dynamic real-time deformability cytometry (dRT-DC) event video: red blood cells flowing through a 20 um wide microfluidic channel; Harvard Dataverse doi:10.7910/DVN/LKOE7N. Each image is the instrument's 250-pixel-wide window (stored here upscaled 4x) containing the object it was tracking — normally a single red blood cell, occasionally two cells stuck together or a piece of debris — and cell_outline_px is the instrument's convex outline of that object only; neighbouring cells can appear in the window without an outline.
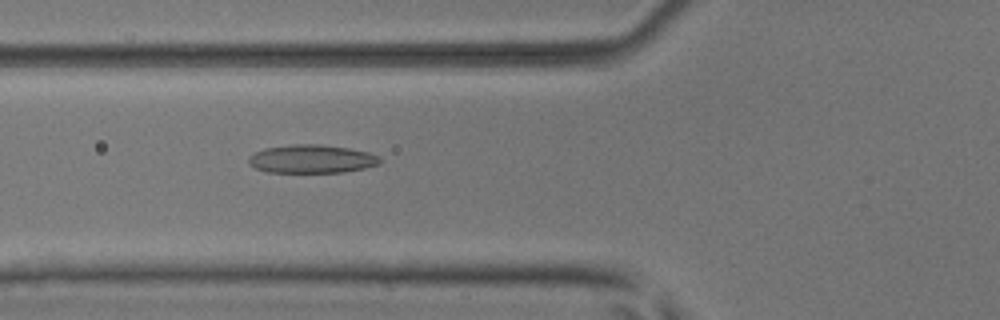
{"species": "common noctule bat (a hibernating species)", "species_latin": "Nyctalus noctula", "temperature_condition": "room temperature", "stored_images_in_passage": 50, "camera_frame_rate_fps": 3000, "um_per_image_px": 0.085, "animal": {"sex": "male", "body_mass_g": 17.9, "forearm_length_mm": 54.2}, "frame": {"image": 1, "passage_image": 19, "time_ms": 6.0, "image_size_px": [1000, 320], "cell_outline_px": [[380, 164], [364, 168], [344, 172], [268, 172], [256, 168], [248, 160], [248, 156], [264, 148], [292, 144], [320, 144], [348, 148], [368, 152], [376, 156], [380, 160]], "centroid_in_image_um": [26.48, 13.5], "position_along_channel_um": 99.3, "area_um2": 21.5}}
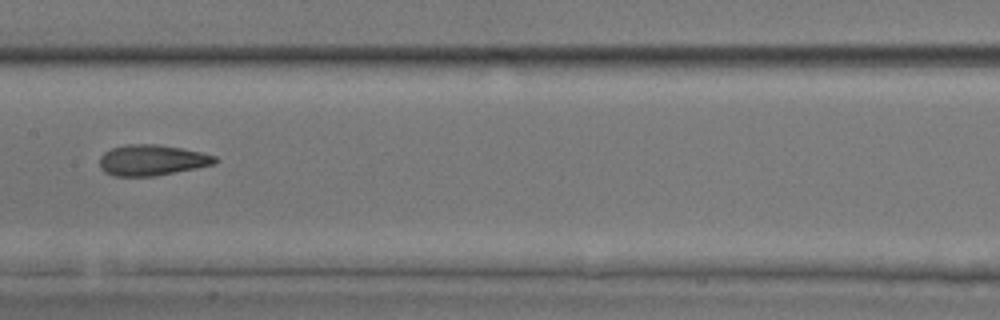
{"frame": {"image": 2, "passage_image": 26, "time_ms": 8.333, "image_size_px": [1000, 320], "cell_outline_px": [[220, 160], [216, 164], [156, 176], [116, 176], [104, 172], [100, 168], [100, 156], [104, 152], [112, 148], [128, 144], [156, 144], [180, 148], [200, 152], [216, 156]], "centroid_in_image_um": [12.93, 13.62], "position_along_channel_um": 194.5, "area_um2": 20.75}}
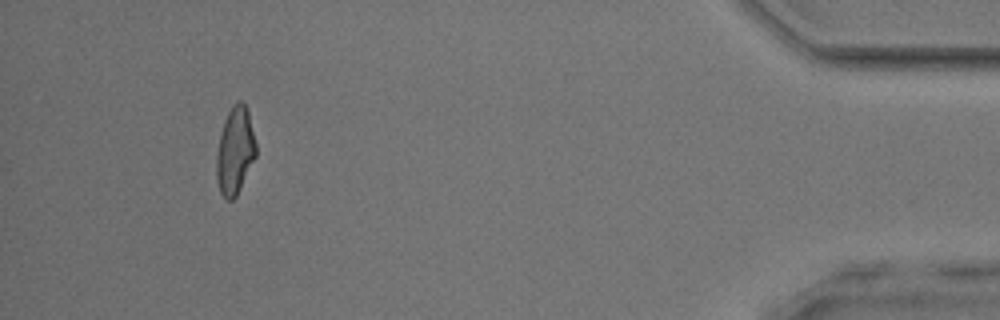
{"frame": {"image": 3, "passage_image": 47, "time_ms": 15.333, "image_size_px": [1000, 320], "cell_outline_px": [[256, 156], [236, 196], [232, 200], [224, 200], [220, 192], [216, 176], [216, 156], [220, 136], [224, 120], [232, 104], [236, 100], [244, 100], [248, 112], [256, 144]], "centroid_in_image_um": [19.97, 12.8], "position_along_channel_um": 415.2, "area_um2": 20.11}, "authors_computed_cell_mechanics": {"area_um2": 20.8369, "velocity_mm_per_s": 4.0721, "shape_relaxation_time_tau1_ms": 5.6886, "shape_relaxation_time_tau2_ms": 2.1518, "deformation_change_tau1": 0.1568, "deformation_change_tau2": 0.0978}}